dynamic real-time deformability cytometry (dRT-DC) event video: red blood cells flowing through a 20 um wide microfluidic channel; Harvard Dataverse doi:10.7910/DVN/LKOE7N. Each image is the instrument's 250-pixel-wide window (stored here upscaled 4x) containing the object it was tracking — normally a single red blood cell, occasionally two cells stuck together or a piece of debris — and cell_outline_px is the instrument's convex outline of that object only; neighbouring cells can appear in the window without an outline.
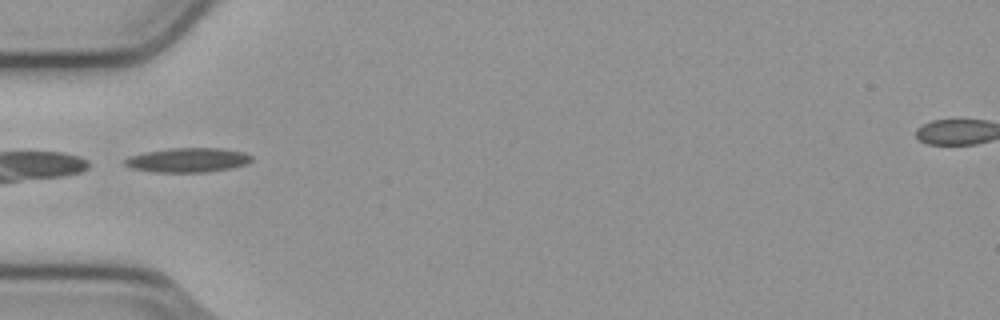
{"species": "common noctule bat (a hibernating species)", "species_latin": "Nyctalus noctula", "temperature_condition": "cold", "stored_images_in_passage": 14, "camera_frame_rate_fps": 3000, "um_per_image_px": 0.085, "animal": {"sex": "male", "body_mass_g": 23.1, "forearm_length_mm": 52.7}, "frame": {"image": 1, "passage_image": 1, "time_ms": 0.0, "image_size_px": [1000, 320], "cell_outline_px": [[252, 160], [248, 164], [232, 168], [208, 172], [156, 172], [132, 168], [124, 164], [124, 160], [128, 156], [144, 152], [168, 148], [220, 148], [244, 152], [252, 156]], "centroid_in_image_um": [15.98, 13.6], "position_along_channel_um": 69.0, "area_um2": 18.15}}
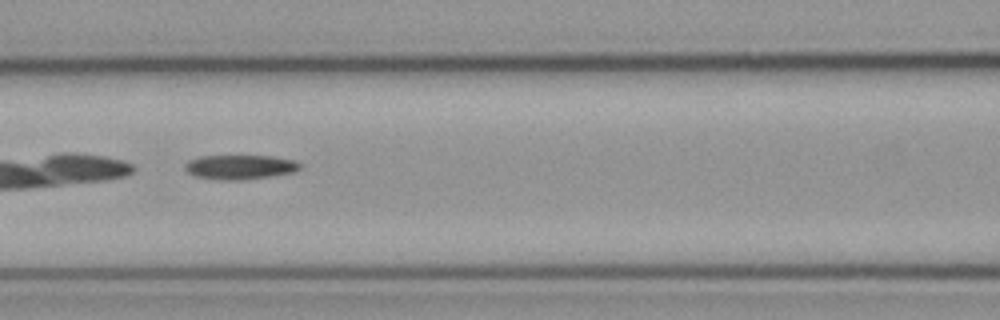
{"frame": {"image": 2, "passage_image": 7, "time_ms": 2.0, "image_size_px": [1000, 320], "cell_outline_px": [[300, 168], [296, 172], [240, 180], [220, 180], [196, 176], [188, 172], [184, 168], [184, 164], [188, 160], [200, 156], [272, 156], [296, 160], [300, 164]], "centroid_in_image_um": [20.39, 14.19], "position_along_channel_um": 146.2, "area_um2": 16.36}}
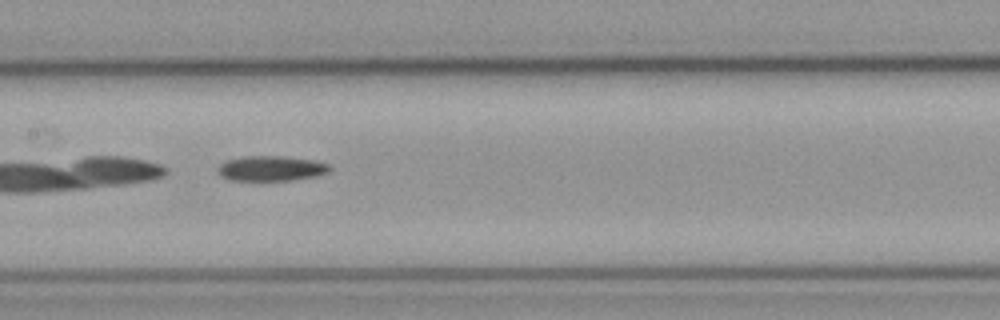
{"frame": {"image": 3, "passage_image": 10, "time_ms": 3.0, "image_size_px": [1000, 320], "cell_outline_px": [[332, 168], [328, 172], [316, 176], [292, 180], [228, 180], [220, 176], [216, 168], [220, 164], [228, 160], [244, 156], [280, 156], [312, 160], [328, 164]], "centroid_in_image_um": [23.02, 14.32], "position_along_channel_um": 184.4, "area_um2": 16.3}}